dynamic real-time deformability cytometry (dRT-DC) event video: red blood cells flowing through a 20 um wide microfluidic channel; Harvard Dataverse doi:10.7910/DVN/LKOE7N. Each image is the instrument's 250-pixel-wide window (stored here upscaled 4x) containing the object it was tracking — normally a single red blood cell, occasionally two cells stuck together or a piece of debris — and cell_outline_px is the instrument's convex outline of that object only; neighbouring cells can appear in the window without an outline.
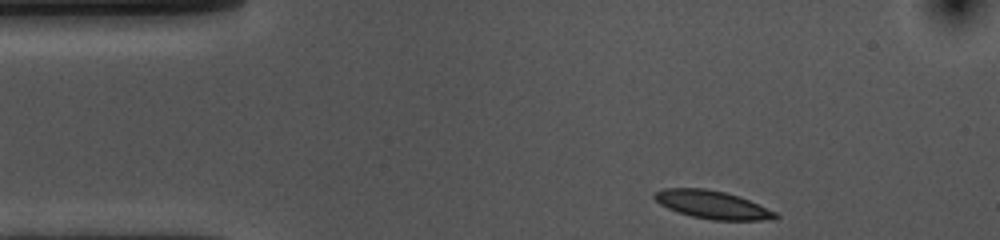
{"species": "common noctule bat (a hibernating species)", "species_latin": "Nyctalus noctula", "temperature_condition": "cold", "stored_images_in_passage": 37, "camera_frame_rate_fps": 3000, "um_per_image_px": 0.085, "animal": {"sex": "female", "body_mass_g": 10.0, "forearm_length_mm": 53.1}, "frame": {"image": 1, "passage_image": 1, "time_ms": 0.0, "image_size_px": [1000, 240], "cell_outline_px": [[780, 216], [760, 220], [712, 220], [692, 216], [668, 208], [660, 204], [652, 196], [656, 192], [664, 188], [704, 188], [724, 192], [748, 200], [776, 212]], "centroid_in_image_um": [60.51, 17.39], "position_along_channel_um": 24.5, "area_um2": 19.31}}
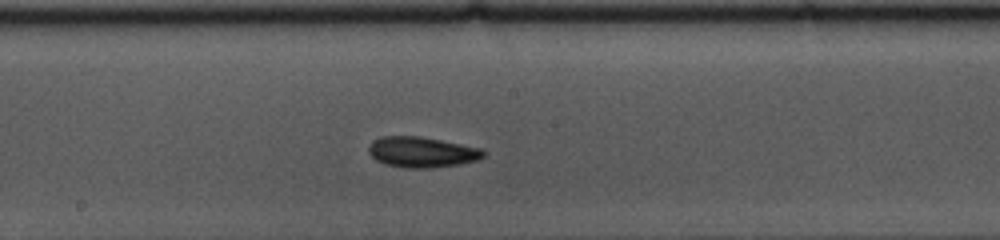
{"frame": {"image": 2, "passage_image": 21, "time_ms": 6.667, "image_size_px": [1000, 240], "cell_outline_px": [[484, 156], [476, 160], [460, 164], [432, 168], [404, 168], [384, 164], [376, 160], [368, 152], [368, 148], [372, 140], [380, 136], [420, 136], [480, 148], [484, 152]], "centroid_in_image_um": [35.8, 12.93], "position_along_channel_um": 212.4, "area_um2": 20.46}}
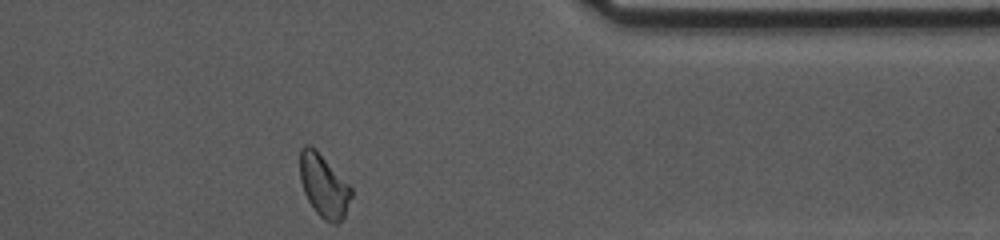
{"frame": {"image": 3, "passage_image": 37, "time_ms": 12.0, "image_size_px": [1000, 240], "cell_outline_px": [[352, 196], [344, 216], [336, 224], [332, 224], [324, 220], [316, 212], [308, 200], [304, 192], [300, 180], [300, 148], [304, 144], [308, 144], [316, 148], [352, 188]], "centroid_in_image_um": [27.51, 15.76], "position_along_channel_um": 383.9, "area_um2": 18.84}, "authors_computed_cell_mechanics": {"area_um2": 19.3052, "velocity_mm_per_s": 3.5836, "shape_relaxation_time_tau1_ms": 2.9072, "shape_relaxation_time_tau2_ms": 4.6069, "deformation_change_tau1": 0.1071, "deformation_change_tau2": 0.1153}}